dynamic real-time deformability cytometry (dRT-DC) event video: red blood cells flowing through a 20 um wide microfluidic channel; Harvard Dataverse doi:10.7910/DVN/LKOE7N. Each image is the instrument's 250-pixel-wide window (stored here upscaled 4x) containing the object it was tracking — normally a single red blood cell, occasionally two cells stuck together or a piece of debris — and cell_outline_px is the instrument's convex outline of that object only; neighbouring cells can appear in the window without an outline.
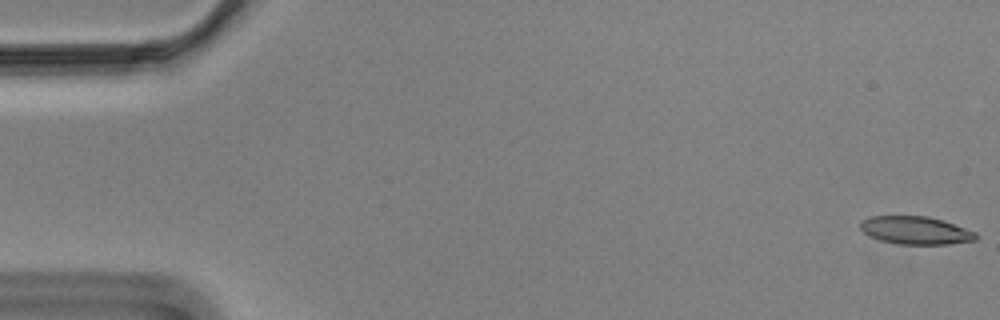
{"species": "Egyptian fruit bat (a non-hibernating species)", "species_latin": "Rousettus aegyptiacus", "temperature_condition": "cold", "stored_images_in_passage": 57, "camera_frame_rate_fps": 3000, "um_per_image_px": 0.085, "animal": {"sex": "male"}, "frame": {"image": 1, "passage_image": 1, "time_ms": 0.0, "image_size_px": [1000, 320], "cell_outline_px": [[980, 236], [976, 240], [948, 244], [900, 244], [880, 240], [864, 232], [860, 228], [860, 220], [868, 216], [928, 216], [944, 220], [976, 232]], "centroid_in_image_um": [77.85, 19.57], "position_along_channel_um": 7.2, "area_um2": 18.9}}
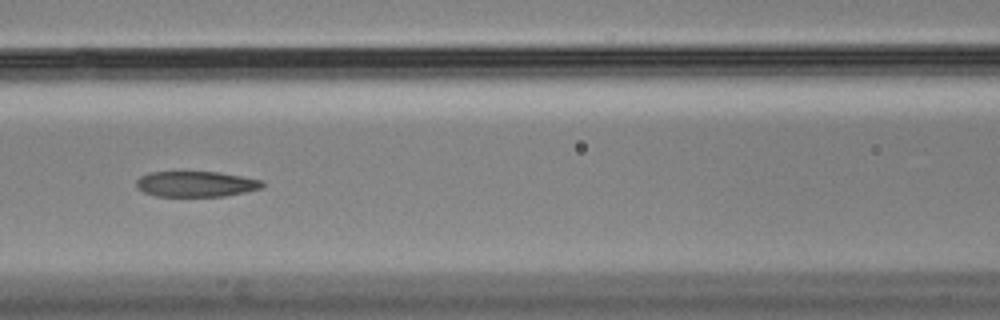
{"frame": {"image": 2, "passage_image": 25, "time_ms": 8.0, "image_size_px": [1000, 320], "cell_outline_px": [[264, 184], [260, 188], [244, 192], [224, 196], [156, 196], [144, 192], [136, 188], [136, 180], [140, 176], [148, 172], [216, 172], [240, 176], [260, 180]], "centroid_in_image_um": [16.58, 15.64], "position_along_channel_um": 150.0, "area_um2": 18.61}}
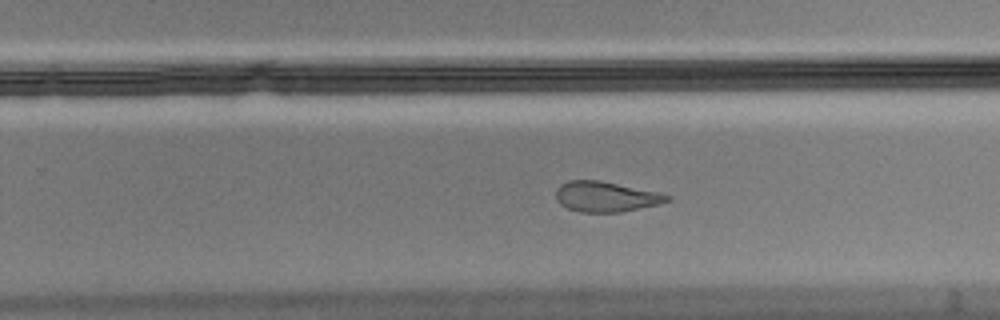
{"frame": {"image": 3, "passage_image": 36, "time_ms": 11.667, "image_size_px": [1000, 320], "cell_outline_px": [[672, 200], [660, 204], [620, 212], [580, 212], [568, 208], [560, 204], [556, 200], [556, 188], [560, 184], [568, 180], [600, 180], [660, 192], [672, 196]], "centroid_in_image_um": [51.52, 16.71], "position_along_channel_um": 278.3, "area_um2": 19.88}, "authors_computed_cell_mechanics": {"area_um2": 20.4612, "velocity_mm_per_s": 3.5098, "shape_relaxation_time_tau1_ms": null, "shape_relaxation_time_tau2_ms": 3.0081, "deformation_change_tau1": null, "deformation_change_tau2": 0.108}}